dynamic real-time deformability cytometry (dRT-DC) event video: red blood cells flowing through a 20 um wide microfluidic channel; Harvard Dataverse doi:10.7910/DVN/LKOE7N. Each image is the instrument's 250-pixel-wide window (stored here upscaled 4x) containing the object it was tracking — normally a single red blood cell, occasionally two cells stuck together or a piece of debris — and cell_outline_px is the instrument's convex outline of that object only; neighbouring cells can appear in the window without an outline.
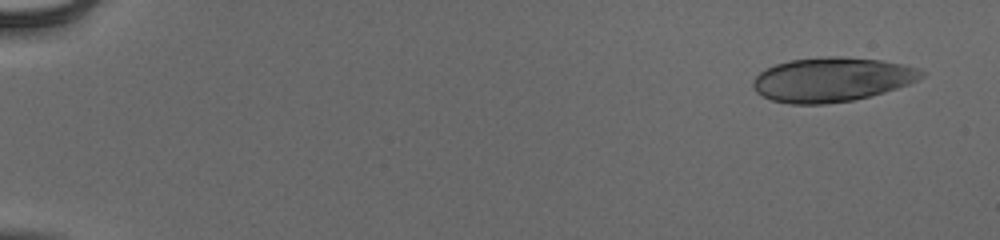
{"species": "human", "species_latin": "Homo sapiens", "temperature_condition": "cold", "stored_images_in_passage": 51, "camera_frame_rate_fps": 3000, "um_per_image_px": 0.085, "donor": {"sex": "male"}, "frame": {"image": 1, "passage_image": 1, "time_ms": 0.0, "image_size_px": [1000, 240], "cell_outline_px": [[928, 72], [924, 76], [908, 84], [884, 92], [852, 100], [824, 104], [788, 104], [772, 100], [756, 92], [752, 84], [752, 80], [760, 72], [776, 64], [788, 60], [828, 56], [840, 56], [880, 60], [920, 68]], "centroid_in_image_um": [70.7, 6.75], "position_along_channel_um": 14.3, "area_um2": 43.41}}
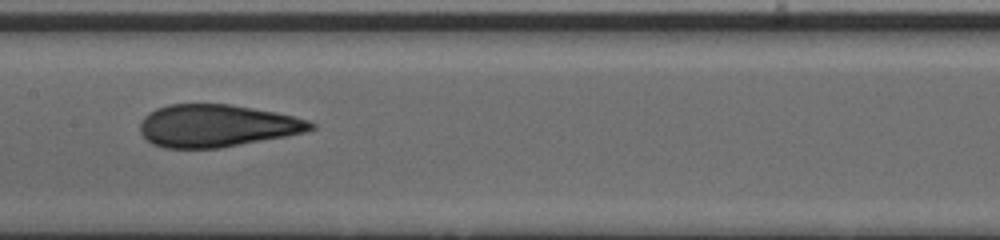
{"frame": {"image": 2, "passage_image": 27, "time_ms": 8.667, "image_size_px": [1000, 240], "cell_outline_px": [[316, 128], [304, 132], [284, 136], [220, 148], [164, 148], [152, 144], [140, 132], [140, 124], [144, 116], [148, 112], [156, 108], [168, 104], [232, 104], [276, 112], [296, 116], [308, 120], [316, 124]], "centroid_in_image_um": [18.42, 10.68], "position_along_channel_um": 189.0, "area_um2": 42.31}}
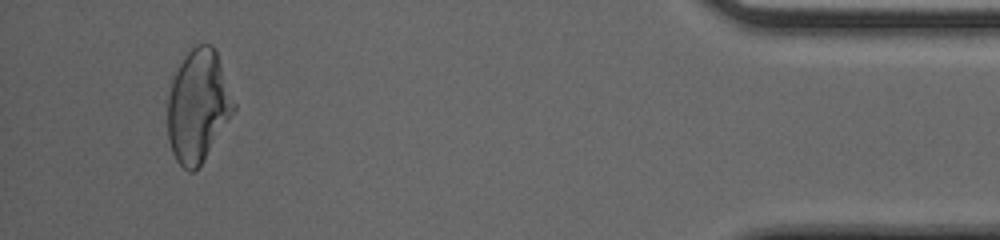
{"frame": {"image": 3, "passage_image": 49, "time_ms": 16.0, "image_size_px": [1000, 240], "cell_outline_px": [[236, 108], [200, 164], [192, 172], [188, 172], [176, 160], [172, 152], [168, 140], [168, 96], [172, 80], [180, 64], [188, 52], [196, 44], [212, 44], [216, 48], [236, 104]], "centroid_in_image_um": [16.84, 8.97], "position_along_channel_um": 418.4, "area_um2": 42.95}, "authors_computed_cell_mechanics": {"area_um2": 42.772, "velocity_mm_per_s": 3.9254, "shape_relaxation_time_tau1_ms": 7.1663, "shape_relaxation_time_tau2_ms": 1.2777, "deformation_change_tau1": 0.2178, "deformation_change_tau2": 0.084}}